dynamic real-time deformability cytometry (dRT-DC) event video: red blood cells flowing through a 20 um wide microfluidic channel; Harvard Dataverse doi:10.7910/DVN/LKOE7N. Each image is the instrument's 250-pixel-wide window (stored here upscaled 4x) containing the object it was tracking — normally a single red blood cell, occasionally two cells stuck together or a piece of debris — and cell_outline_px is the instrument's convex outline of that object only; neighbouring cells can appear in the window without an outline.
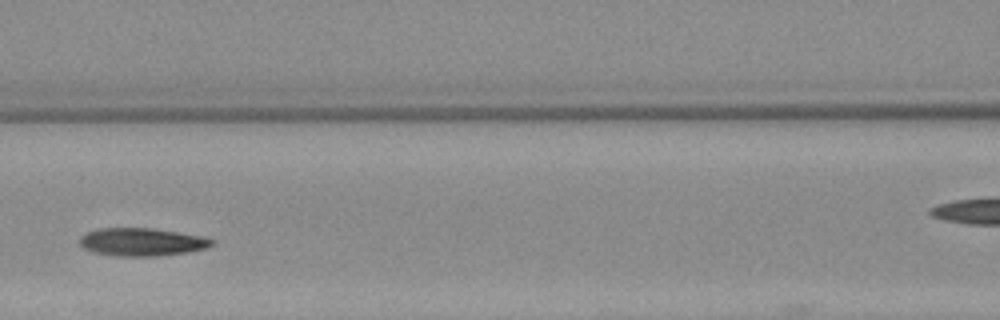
{"species": "Egyptian fruit bat (a non-hibernating species)", "species_latin": "Rousettus aegyptiacus", "temperature_condition": "warm", "stored_images_in_passage": 5, "segment_of_instrument_passage": [1, 2], "camera_frame_rate_fps": 3000, "um_per_image_px": 0.085, "animal": {"sex": "female"}, "frame": {"image": 1, "passage_image": 4, "time_ms": 4.667, "image_size_px": [1000, 320], "cell_outline_px": [[216, 244], [208, 248], [188, 252], [160, 256], [112, 256], [92, 252], [84, 248], [80, 244], [80, 236], [88, 232], [100, 228], [152, 228], [200, 236], [216, 240]], "centroid_in_image_um": [12.08, 20.58], "position_along_channel_um": 154.5, "area_um2": 21.68}}